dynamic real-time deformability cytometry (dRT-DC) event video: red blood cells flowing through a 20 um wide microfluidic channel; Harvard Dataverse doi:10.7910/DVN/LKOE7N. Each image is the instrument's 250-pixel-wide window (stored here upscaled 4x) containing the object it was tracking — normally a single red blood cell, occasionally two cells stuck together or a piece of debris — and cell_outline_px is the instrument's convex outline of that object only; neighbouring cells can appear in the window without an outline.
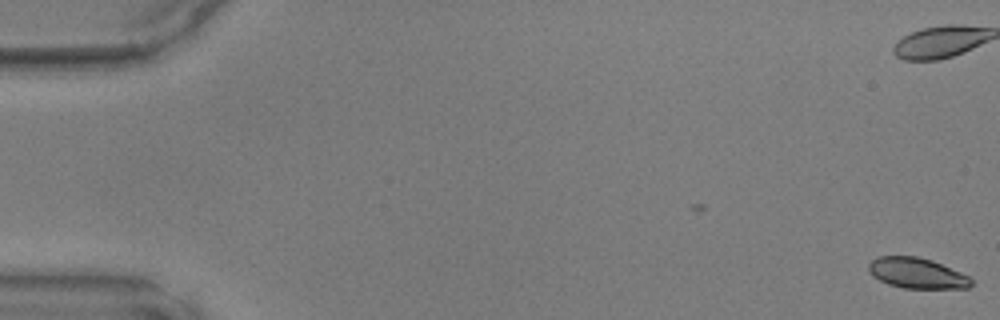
{"species": "common noctule bat (a hibernating species)", "species_latin": "Nyctalus noctula", "temperature_condition": "warm", "stored_images_in_passage": 50, "camera_frame_rate_fps": 3000, "um_per_image_px": 0.085, "animal": {"sex": "male", "body_mass_g": 17.9, "forearm_length_mm": 54.2}, "frame": {"image": 1, "passage_image": 1, "time_ms": 0.0, "image_size_px": [1000, 320], "cell_outline_px": [[972, 284], [968, 288], [904, 288], [888, 284], [872, 276], [868, 272], [868, 264], [872, 260], [880, 256], [916, 256], [932, 260], [960, 272], [968, 276], [972, 280]], "centroid_in_image_um": [77.91, 23.21], "position_along_channel_um": 7.1, "area_um2": 18.21}}